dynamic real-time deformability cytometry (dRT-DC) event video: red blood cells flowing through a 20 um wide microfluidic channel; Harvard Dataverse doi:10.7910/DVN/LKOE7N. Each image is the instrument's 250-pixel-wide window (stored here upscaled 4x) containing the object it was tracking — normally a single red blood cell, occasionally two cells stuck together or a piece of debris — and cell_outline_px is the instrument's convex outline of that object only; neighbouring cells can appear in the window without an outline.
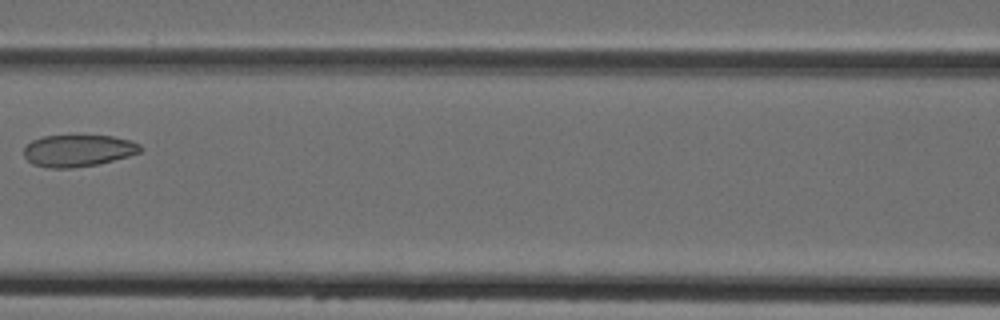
{"species": "Egyptian fruit bat (a non-hibernating species)", "species_latin": "Rousettus aegyptiacus", "temperature_condition": "cold", "stored_images_in_passage": 5, "camera_frame_rate_fps": 3000, "um_per_image_px": 0.085, "animal": {"sex": "female"}, "frame": {"image": 1, "passage_image": 5, "time_ms": 5.667, "image_size_px": [1000, 320], "cell_outline_px": [[144, 148], [140, 152], [128, 156], [96, 164], [72, 168], [48, 168], [32, 164], [24, 156], [24, 148], [32, 140], [44, 136], [112, 136], [128, 140], [140, 144]], "centroid_in_image_um": [6.62, 12.81], "position_along_channel_um": 160.0, "area_um2": 21.44}}